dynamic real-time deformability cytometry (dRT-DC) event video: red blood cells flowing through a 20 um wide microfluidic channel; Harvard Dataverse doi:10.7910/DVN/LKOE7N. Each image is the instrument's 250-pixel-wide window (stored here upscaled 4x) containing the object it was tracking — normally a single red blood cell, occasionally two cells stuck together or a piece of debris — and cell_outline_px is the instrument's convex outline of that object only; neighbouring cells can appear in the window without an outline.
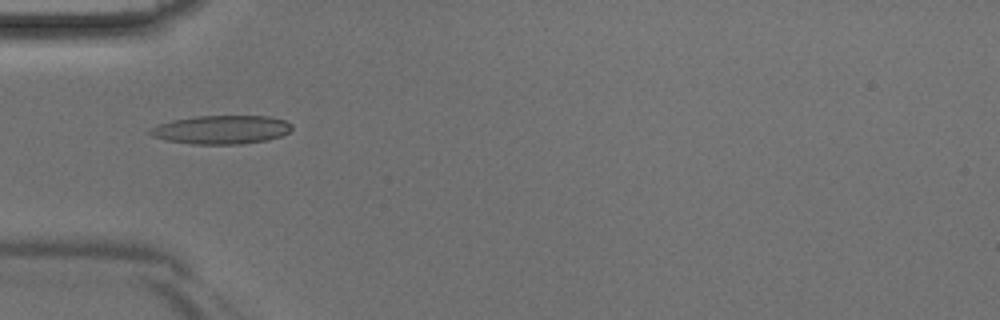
{"species": "Egyptian fruit bat (a non-hibernating species)", "species_latin": "Rousettus aegyptiacus", "temperature_condition": "room temperature", "stored_images_in_passage": 36, "camera_frame_rate_fps": 3000, "um_per_image_px": 0.085, "animal": {"sex": "male"}, "frame": {"image": 1, "passage_image": 6, "time_ms": 1.667, "image_size_px": [1000, 320], "cell_outline_px": [[292, 128], [288, 132], [280, 136], [268, 140], [240, 144], [192, 144], [164, 140], [152, 136], [148, 132], [152, 128], [160, 124], [172, 120], [196, 116], [268, 116], [284, 120], [292, 124]], "centroid_in_image_um": [18.82, 11.02], "position_along_channel_um": 66.2, "area_um2": 23.58}}
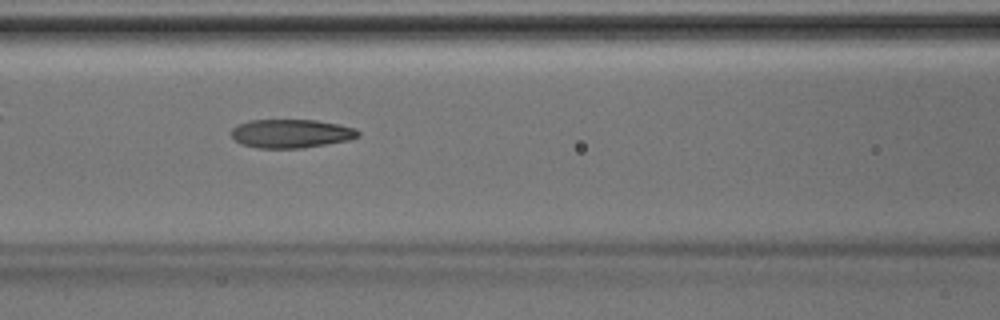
{"frame": {"image": 2, "passage_image": 11, "time_ms": 3.333, "image_size_px": [1000, 320], "cell_outline_px": [[360, 136], [348, 140], [300, 148], [260, 148], [240, 144], [232, 136], [232, 128], [236, 124], [248, 120], [316, 120], [356, 128], [360, 132]], "centroid_in_image_um": [24.72, 11.34], "position_along_channel_um": 141.9, "area_um2": 21.1}}